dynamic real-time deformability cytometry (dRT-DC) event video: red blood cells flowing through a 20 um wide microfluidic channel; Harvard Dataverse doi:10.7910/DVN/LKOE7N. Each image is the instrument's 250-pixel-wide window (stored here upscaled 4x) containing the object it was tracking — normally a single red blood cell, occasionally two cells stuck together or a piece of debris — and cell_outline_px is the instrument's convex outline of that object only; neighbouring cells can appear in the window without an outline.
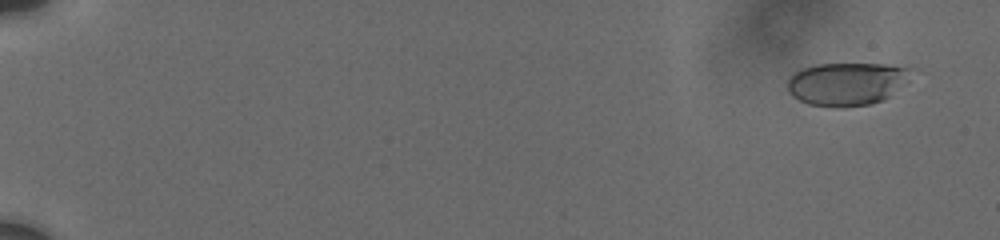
{"species": "human", "species_latin": "Homo sapiens", "temperature_condition": "cold", "stored_images_in_passage": 29, "camera_frame_rate_fps": 3000, "um_per_image_px": 0.085, "donor": {"sex": "male"}, "frame": {"image": 1, "passage_image": 4, "time_ms": 1.0, "image_size_px": [1000, 240], "cell_outline_px": [[908, 80], [884, 100], [872, 104], [844, 108], [836, 108], [808, 104], [792, 96], [788, 92], [788, 76], [792, 72], [816, 64], [884, 64], [908, 68]], "centroid_in_image_um": [71.9, 7.14], "position_along_channel_um": 13.1, "area_um2": 31.04}}
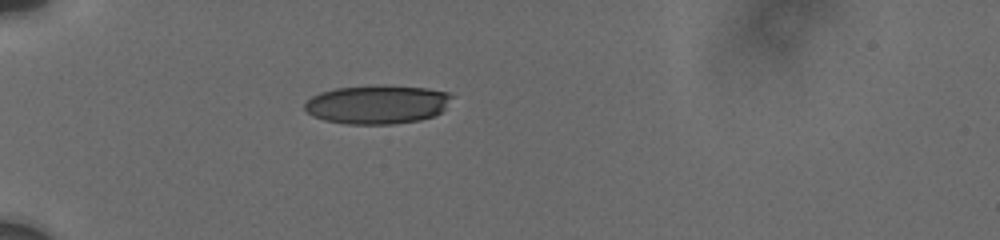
{"frame": {"image": 2, "passage_image": 22, "time_ms": 6.333, "image_size_px": [1000, 240], "cell_outline_px": [[452, 96], [444, 108], [440, 112], [432, 116], [420, 120], [392, 124], [348, 124], [324, 120], [312, 116], [304, 108], [304, 104], [312, 96], [320, 92], [336, 88], [380, 84], [428, 88], [448, 92]], "centroid_in_image_um": [32.04, 8.86], "position_along_channel_um": 53.0, "area_um2": 33.35}}
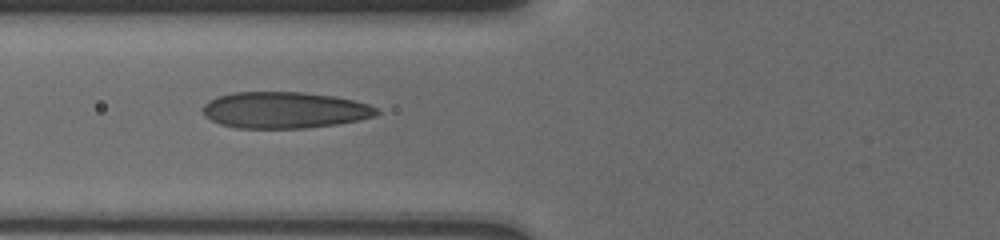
{"frame": {"image": 3, "passage_image": 28, "time_ms": 8.333, "image_size_px": [1000, 240], "cell_outline_px": [[380, 112], [376, 116], [360, 120], [336, 124], [308, 128], [236, 128], [220, 124], [204, 116], [204, 104], [208, 100], [216, 96], [232, 92], [304, 92], [332, 96], [352, 100], [368, 104], [380, 108]], "centroid_in_image_um": [24.19, 9.36], "position_along_channel_um": 101.6, "area_um2": 37.11}}